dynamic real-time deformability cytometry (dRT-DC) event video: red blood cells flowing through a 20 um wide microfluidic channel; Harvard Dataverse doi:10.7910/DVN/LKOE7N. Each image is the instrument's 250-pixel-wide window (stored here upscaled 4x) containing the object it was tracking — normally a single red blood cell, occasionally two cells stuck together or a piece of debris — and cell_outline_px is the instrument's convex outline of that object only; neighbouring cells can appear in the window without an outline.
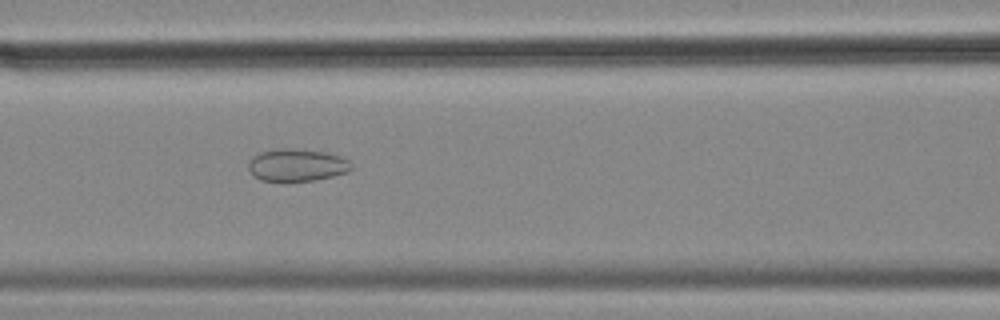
{"species": "common noctule bat (a hibernating species)", "species_latin": "Nyctalus noctula", "temperature_condition": "cold", "stored_images_in_passage": 52, "camera_frame_rate_fps": 3000, "um_per_image_px": 0.085, "animal": {"sex": "female", "body_mass_g": 18.4}, "frame": {"image": 1, "passage_image": 24, "time_ms": 7.667, "image_size_px": [1000, 320], "cell_outline_px": [[352, 168], [348, 172], [316, 180], [284, 184], [260, 180], [248, 168], [248, 164], [252, 156], [260, 152], [276, 148], [296, 148], [324, 152], [340, 156], [348, 160], [352, 164]], "centroid_in_image_um": [25.21, 14.06], "position_along_channel_um": 141.4, "area_um2": 20.11}}
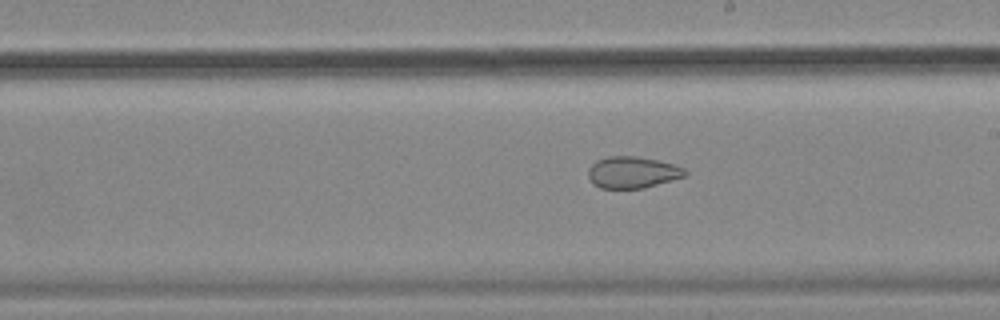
{"frame": {"image": 2, "passage_image": 32, "time_ms": 10.333, "image_size_px": [1000, 320], "cell_outline_px": [[688, 172], [684, 176], [644, 188], [600, 188], [592, 184], [588, 176], [588, 168], [596, 160], [608, 156], [636, 156], [656, 160], [672, 164], [684, 168]], "centroid_in_image_um": [53.71, 14.65], "position_along_channel_um": 235.3, "area_um2": 17.74}}
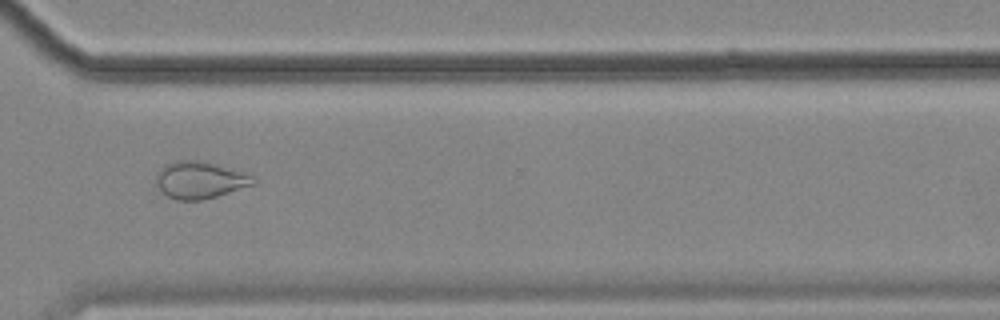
{"frame": {"image": 3, "passage_image": 42, "time_ms": 13.667, "image_size_px": [1000, 320], "cell_outline_px": [[256, 184], [216, 196], [200, 200], [176, 200], [168, 196], [156, 184], [156, 172], [164, 164], [176, 160], [204, 160], [252, 176], [256, 180]], "centroid_in_image_um": [16.96, 15.28], "position_along_channel_um": 353.6, "area_um2": 20.87}}